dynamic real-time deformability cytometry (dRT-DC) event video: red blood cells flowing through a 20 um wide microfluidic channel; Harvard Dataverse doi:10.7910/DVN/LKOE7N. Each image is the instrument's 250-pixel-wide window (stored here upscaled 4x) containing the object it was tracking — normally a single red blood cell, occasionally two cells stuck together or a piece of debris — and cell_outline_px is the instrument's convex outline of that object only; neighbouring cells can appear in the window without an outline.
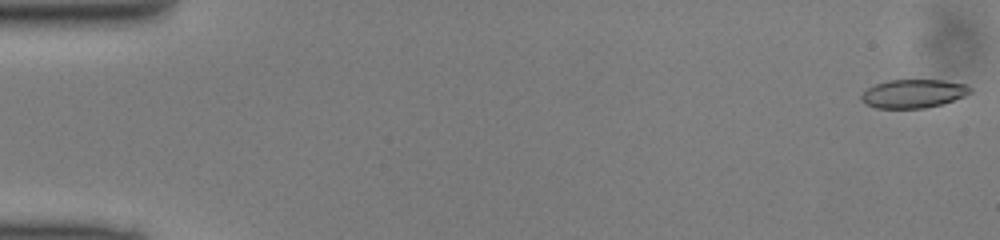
{"species": "common noctule bat (a hibernating species)", "species_latin": "Nyctalus noctula", "temperature_condition": "cold", "stored_images_in_passage": 49, "camera_frame_rate_fps": 3000, "um_per_image_px": 0.085, "animal": {"sex": "male", "body_mass_g": 13.0, "forearm_length_mm": 53.1}, "frame": {"image": 1, "passage_image": 1, "time_ms": 0.0, "image_size_px": [1000, 240], "cell_outline_px": [[972, 92], [964, 96], [944, 104], [924, 108], [876, 108], [864, 104], [860, 100], [860, 96], [868, 88], [876, 84], [888, 80], [944, 80], [968, 84], [972, 88]], "centroid_in_image_um": [77.66, 7.96], "position_along_channel_um": 7.3, "area_um2": 18.32}}
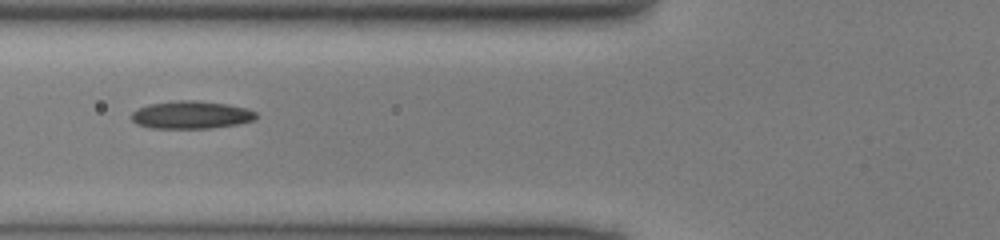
{"frame": {"image": 2, "passage_image": 19, "time_ms": 6.0, "image_size_px": [1000, 240], "cell_outline_px": [[256, 120], [236, 124], [208, 128], [152, 128], [136, 124], [128, 116], [132, 112], [148, 104], [176, 100], [196, 100], [228, 104], [248, 108], [256, 112]], "centroid_in_image_um": [16.23, 9.75], "position_along_channel_um": 109.6, "area_um2": 20.29}}
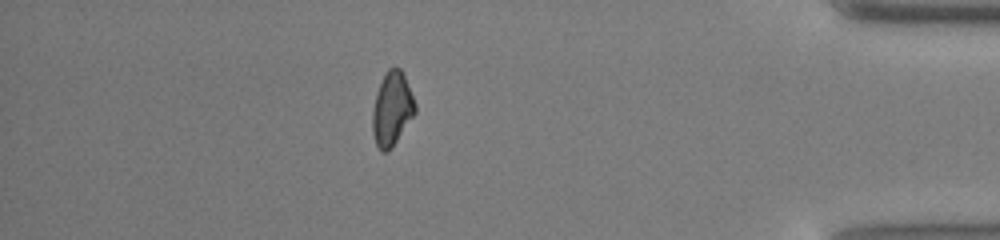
{"frame": {"image": 3, "passage_image": 43, "time_ms": 14.0, "image_size_px": [1000, 240], "cell_outline_px": [[416, 112], [388, 152], [380, 152], [376, 144], [372, 132], [372, 108], [380, 84], [388, 68], [400, 68], [404, 76], [416, 104]], "centroid_in_image_um": [33.3, 9.29], "position_along_channel_um": 401.9, "area_um2": 18.03}}